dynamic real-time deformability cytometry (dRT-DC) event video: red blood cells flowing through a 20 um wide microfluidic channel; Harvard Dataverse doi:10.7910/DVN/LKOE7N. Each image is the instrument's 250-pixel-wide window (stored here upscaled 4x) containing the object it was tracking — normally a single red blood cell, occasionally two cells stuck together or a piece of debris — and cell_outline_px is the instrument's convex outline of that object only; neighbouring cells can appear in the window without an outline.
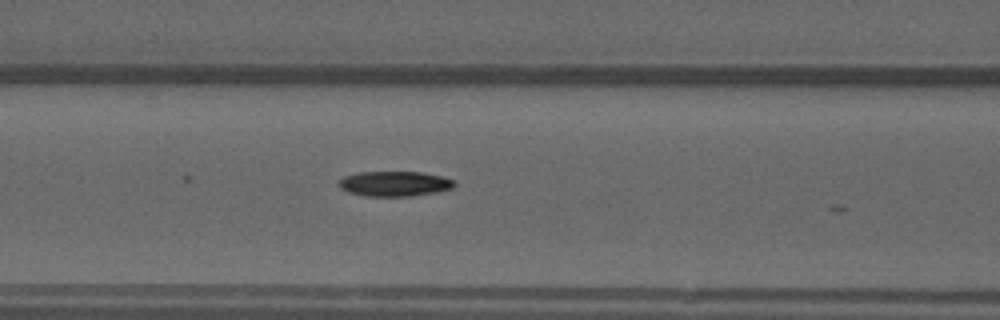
{"species": "common noctule bat (a hibernating species)", "species_latin": "Nyctalus noctula", "temperature_condition": "warm", "stored_images_in_passage": 24, "camera_frame_rate_fps": 3000, "um_per_image_px": 0.085, "animal": {"sex": "male", "forearm_length_mm": 52.5}, "frame": {"image": 1, "passage_image": 20, "time_ms": 6.333, "image_size_px": [1000, 320], "cell_outline_px": [[456, 184], [452, 188], [436, 192], [412, 196], [364, 196], [348, 192], [340, 188], [336, 184], [344, 176], [356, 172], [420, 172], [440, 176], [452, 180]], "centroid_in_image_um": [33.48, 15.62], "position_along_channel_um": 133.1, "area_um2": 16.88}}
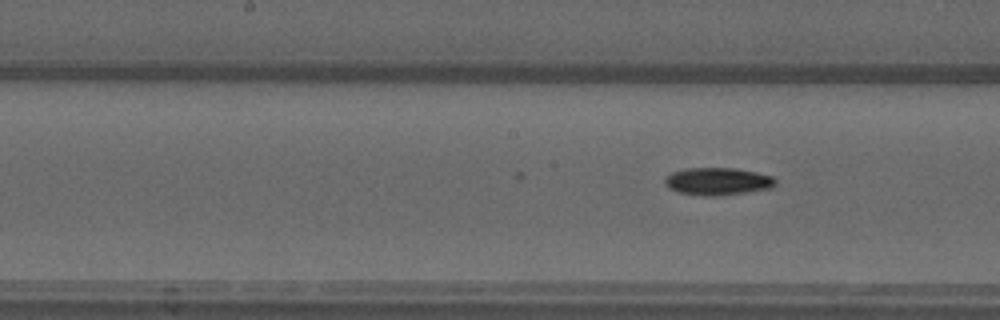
{"frame": {"image": 2, "passage_image": 24, "time_ms": 7.667, "image_size_px": [1000, 320], "cell_outline_px": [[776, 184], [772, 188], [720, 196], [704, 196], [680, 192], [668, 188], [664, 184], [664, 176], [672, 172], [684, 168], [736, 168], [756, 172], [772, 176], [776, 180]], "centroid_in_image_um": [60.98, 15.41], "position_along_channel_um": 187.2, "area_um2": 17.92}}